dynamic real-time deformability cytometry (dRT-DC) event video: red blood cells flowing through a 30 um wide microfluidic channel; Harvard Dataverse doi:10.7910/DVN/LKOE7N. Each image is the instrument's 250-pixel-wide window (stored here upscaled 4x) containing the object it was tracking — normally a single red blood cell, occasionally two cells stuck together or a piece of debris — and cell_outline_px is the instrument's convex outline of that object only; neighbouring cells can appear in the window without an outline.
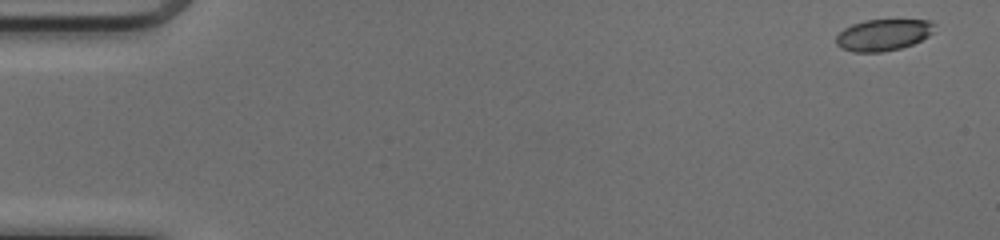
{"species": "common noctule bat (a hibernating species)", "species_latin": "Nyctalus noctula", "temperature_condition": "cold", "stored_images_in_passage": 50, "camera_frame_rate_fps": 3000, "um_per_image_px": 0.085, "animal": {"sex": "female", "body_mass_g": 17.0, "forearm_length_mm": 48.0}, "frame": {"image": 1, "passage_image": 1, "time_ms": 0.0, "image_size_px": [1000, 240], "cell_outline_px": [[936, 24], [932, 32], [928, 36], [912, 44], [900, 48], [880, 52], [852, 52], [840, 48], [836, 44], [836, 36], [844, 28], [852, 24], [864, 20], [932, 20]], "centroid_in_image_um": [75.06, 2.96], "position_along_channel_um": 9.9, "area_um2": 18.09}}
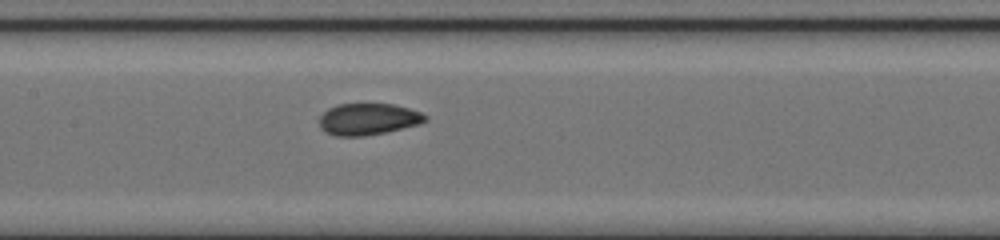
{"frame": {"image": 2, "passage_image": 24, "time_ms": 7.667, "image_size_px": [1000, 240], "cell_outline_px": [[428, 120], [416, 124], [388, 132], [364, 136], [336, 136], [324, 132], [320, 128], [320, 116], [328, 108], [336, 104], [392, 104], [408, 108], [420, 112], [428, 116]], "centroid_in_image_um": [31.26, 10.13], "position_along_channel_um": 176.1, "area_um2": 19.54}}
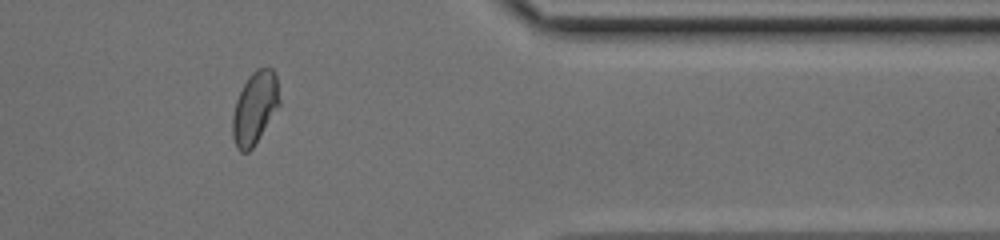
{"frame": {"image": 3, "passage_image": 41, "time_ms": 13.333, "image_size_px": [1000, 240], "cell_outline_px": [[280, 104], [252, 148], [248, 152], [240, 152], [236, 148], [232, 136], [232, 116], [236, 100], [248, 76], [256, 68], [272, 68], [276, 76], [280, 100]], "centroid_in_image_um": [21.64, 9.17], "position_along_channel_um": 389.8, "area_um2": 19.65}, "authors_computed_cell_mechanics": {"area_um2": 19.5942, "velocity_mm_per_s": 4.1218, "shape_relaxation_time_tau1_ms": 7.4011, "shape_relaxation_time_tau2_ms": 0.9586, "deformation_change_tau1": 0.1738, "deformation_change_tau2": 0.048}}